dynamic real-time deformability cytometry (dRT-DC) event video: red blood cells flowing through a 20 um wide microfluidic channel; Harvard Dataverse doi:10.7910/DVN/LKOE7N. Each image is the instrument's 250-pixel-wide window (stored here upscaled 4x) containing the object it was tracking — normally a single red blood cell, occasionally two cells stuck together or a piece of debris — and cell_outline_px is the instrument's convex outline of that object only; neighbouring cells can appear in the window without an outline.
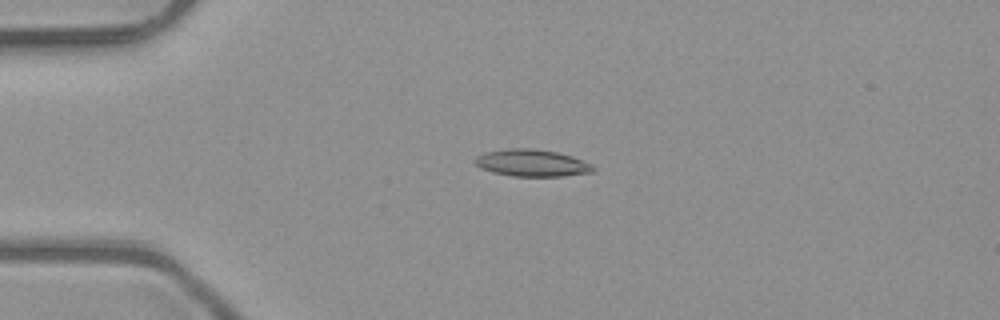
{"species": "common noctule bat (a hibernating species)", "species_latin": "Nyctalus noctula", "temperature_condition": "room temperature", "stored_images_in_passage": 7, "camera_frame_rate_fps": 3000, "um_per_image_px": 0.085, "animal": {"sex": "male", "body_mass_g": 23.1, "forearm_length_mm": 52.7}, "frame": {"image": 1, "passage_image": 3, "time_ms": 0.667, "image_size_px": [1000, 320], "cell_outline_px": [[596, 168], [592, 172], [560, 176], [512, 176], [492, 172], [480, 168], [472, 160], [476, 156], [484, 152], [508, 148], [532, 148], [556, 152], [572, 156], [592, 164]], "centroid_in_image_um": [45.17, 13.84], "position_along_channel_um": 39.8, "area_um2": 18.67}}
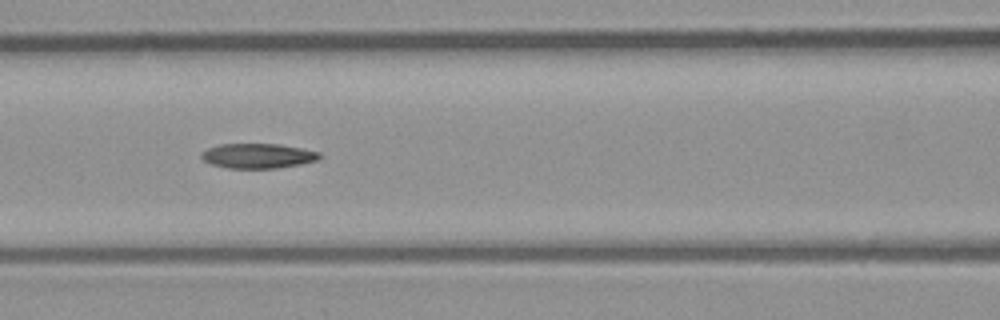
{"frame": {"image": 2, "passage_image": 6, "time_ms": 1.667, "image_size_px": [1000, 320], "cell_outline_px": [[320, 156], [316, 160], [300, 164], [276, 168], [228, 168], [212, 164], [204, 160], [200, 156], [200, 152], [208, 148], [220, 144], [280, 144], [320, 152]], "centroid_in_image_um": [21.88, 13.24], "position_along_channel_um": 144.7, "area_um2": 16.94}}
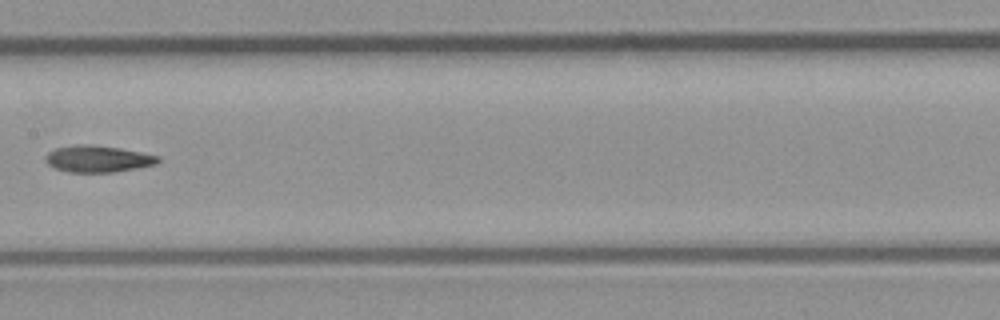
{"frame": {"image": 3, "passage_image": 7, "time_ms": 2.0, "image_size_px": [1000, 320], "cell_outline_px": [[160, 160], [156, 164], [136, 168], [112, 172], [68, 172], [56, 168], [48, 164], [44, 160], [48, 152], [56, 148], [76, 144], [88, 144], [120, 148], [160, 156]], "centroid_in_image_um": [8.31, 13.5], "position_along_channel_um": 199.1, "area_um2": 17.4}}